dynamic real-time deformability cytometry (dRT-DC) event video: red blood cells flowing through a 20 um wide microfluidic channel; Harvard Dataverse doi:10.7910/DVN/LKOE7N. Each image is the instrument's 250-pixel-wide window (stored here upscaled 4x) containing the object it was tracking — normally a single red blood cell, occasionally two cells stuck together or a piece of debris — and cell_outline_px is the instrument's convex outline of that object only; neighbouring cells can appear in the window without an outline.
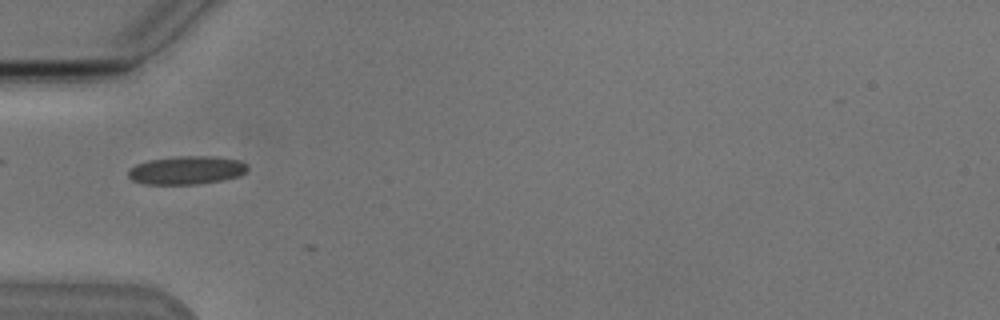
{"species": "Egyptian fruit bat (a non-hibernating species)", "species_latin": "Rousettus aegyptiacus", "temperature_condition": "cold", "stored_images_in_passage": 4, "camera_frame_rate_fps": 3000, "um_per_image_px": 0.085, "animal": {"sex": "male"}, "frame": {"image": 1, "passage_image": 1, "time_ms": 0.0, "image_size_px": [1000, 320], "cell_outline_px": [[248, 168], [240, 176], [220, 180], [196, 184], [144, 184], [132, 180], [128, 176], [128, 168], [136, 164], [148, 160], [180, 156], [216, 156], [240, 160], [248, 164]], "centroid_in_image_um": [15.85, 14.46], "position_along_channel_um": 69.1, "area_um2": 19.77}}